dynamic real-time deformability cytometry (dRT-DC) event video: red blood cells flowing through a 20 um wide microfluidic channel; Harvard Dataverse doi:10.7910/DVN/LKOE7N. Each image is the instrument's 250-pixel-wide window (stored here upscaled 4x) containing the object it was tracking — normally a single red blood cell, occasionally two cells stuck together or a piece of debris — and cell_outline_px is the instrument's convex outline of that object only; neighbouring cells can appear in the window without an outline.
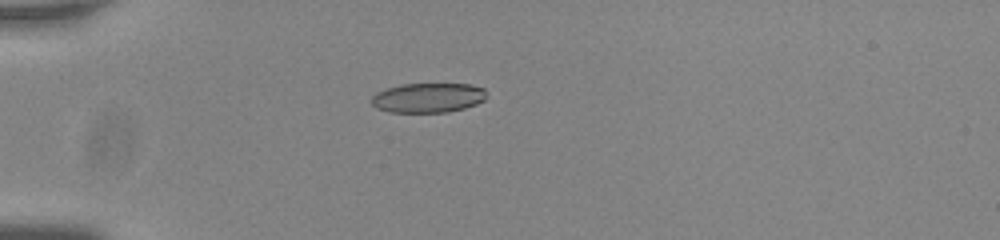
{"species": "common noctule bat (a hibernating species)", "species_latin": "Nyctalus noctula", "temperature_condition": "room temperature", "stored_images_in_passage": 57, "camera_frame_rate_fps": 3000, "um_per_image_px": 0.085, "animal": {"sex": "male", "body_mass_g": 20.0, "forearm_length_mm": 53.3}, "frame": {"image": 1, "passage_image": 18, "time_ms": 5.667, "image_size_px": [1000, 240], "cell_outline_px": [[484, 100], [476, 104], [464, 108], [448, 112], [392, 112], [376, 108], [372, 104], [372, 96], [376, 92], [400, 84], [472, 84], [484, 88]], "centroid_in_image_um": [36.37, 8.3], "position_along_channel_um": 48.6, "area_um2": 19.77}}
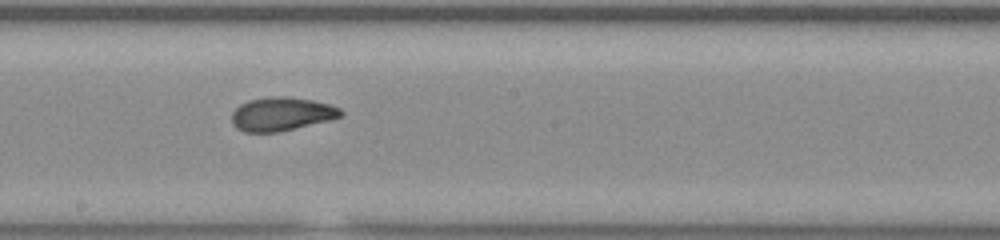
{"frame": {"image": 2, "passage_image": 34, "time_ms": 11.0, "image_size_px": [1000, 240], "cell_outline_px": [[344, 112], [340, 116], [328, 120], [276, 132], [244, 132], [236, 128], [232, 124], [232, 112], [240, 104], [248, 100], [268, 96], [288, 96], [312, 100], [328, 104], [340, 108]], "centroid_in_image_um": [23.88, 9.67], "position_along_channel_um": 224.3, "area_um2": 21.21}}
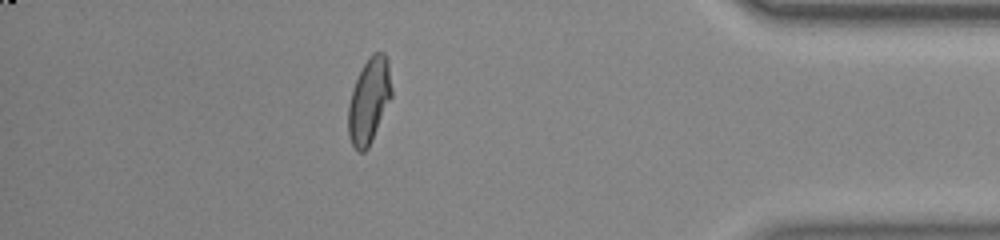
{"frame": {"image": 3, "passage_image": 51, "time_ms": 16.667, "image_size_px": [1000, 240], "cell_outline_px": [[392, 96], [368, 148], [364, 152], [360, 152], [352, 144], [348, 136], [348, 104], [352, 88], [368, 56], [372, 52], [384, 52], [388, 60], [392, 88]], "centroid_in_image_um": [31.37, 8.53], "position_along_channel_um": 403.8, "area_um2": 21.56}, "authors_computed_cell_mechanics": {"area_um2": 21.097, "velocity_mm_per_s": 3.7673, "shape_relaxation_time_tau1_ms": null, "shape_relaxation_time_tau2_ms": 1.2431, "deformation_change_tau1": null, "deformation_change_tau2": 0.0675}}